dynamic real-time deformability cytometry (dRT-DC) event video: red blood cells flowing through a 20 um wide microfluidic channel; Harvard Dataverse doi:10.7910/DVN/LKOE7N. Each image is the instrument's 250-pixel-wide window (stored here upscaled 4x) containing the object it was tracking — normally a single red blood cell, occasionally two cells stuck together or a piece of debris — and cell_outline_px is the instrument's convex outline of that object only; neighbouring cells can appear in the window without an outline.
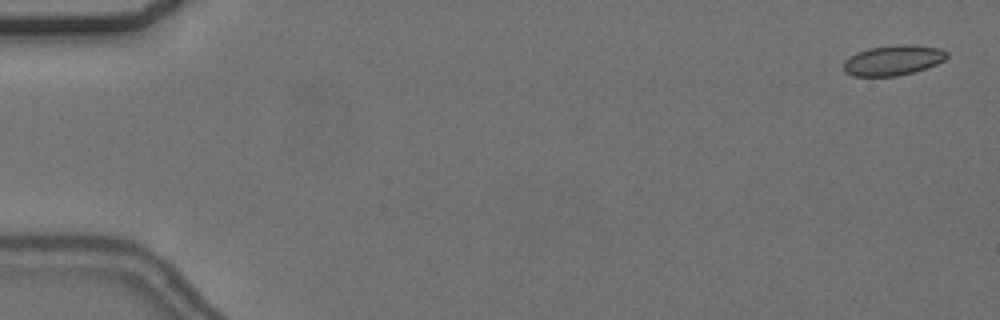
{"species": "common noctule bat (a hibernating species)", "species_latin": "Nyctalus noctula", "temperature_condition": "cold", "stored_images_in_passage": 11, "camera_frame_rate_fps": 3000, "um_per_image_px": 0.085, "animal": {"sex": "female", "body_mass_g": 24.6, "forearm_length_mm": 56.2}, "frame": {"image": 1, "passage_image": 2, "time_ms": 0.333, "image_size_px": [1000, 320], "cell_outline_px": [[948, 56], [944, 60], [936, 64], [912, 72], [896, 76], [852, 76], [844, 72], [844, 60], [848, 56], [856, 52], [868, 48], [904, 44], [940, 48], [948, 52]], "centroid_in_image_um": [75.87, 5.12], "position_along_channel_um": 9.1, "area_um2": 18.09}}